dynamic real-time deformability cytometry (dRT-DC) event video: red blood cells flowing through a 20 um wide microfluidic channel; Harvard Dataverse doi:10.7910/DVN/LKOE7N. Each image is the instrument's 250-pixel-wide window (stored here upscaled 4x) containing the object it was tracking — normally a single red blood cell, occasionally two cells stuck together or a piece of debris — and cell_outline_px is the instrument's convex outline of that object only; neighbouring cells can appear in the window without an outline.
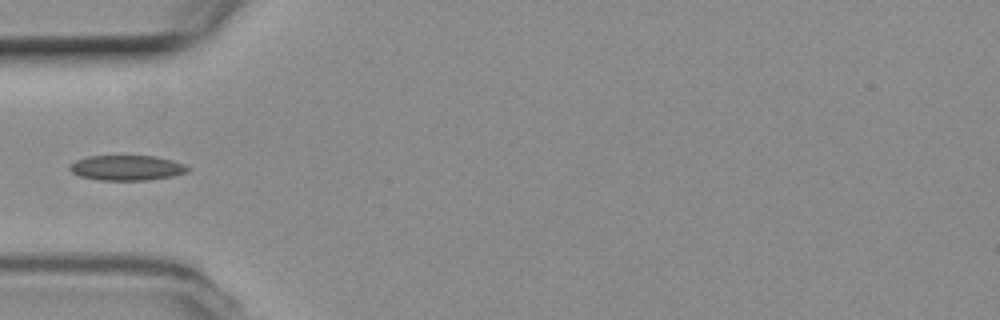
{"species": "common noctule bat (a hibernating species)", "species_latin": "Nyctalus noctula", "temperature_condition": "room temperature", "stored_images_in_passage": 38, "camera_frame_rate_fps": 3000, "um_per_image_px": 0.085, "animal": {"sex": "female", "body_mass_g": 19.3, "forearm_length_mm": 54.1}, "frame": {"image": 1, "passage_image": 1, "time_ms": 0.0, "image_size_px": [1000, 320], "cell_outline_px": [[188, 172], [172, 176], [148, 180], [100, 180], [80, 176], [72, 172], [68, 168], [76, 160], [88, 156], [156, 156], [172, 160], [184, 164], [188, 168]], "centroid_in_image_um": [10.78, 14.26], "position_along_channel_um": 74.2, "area_um2": 17.17}}
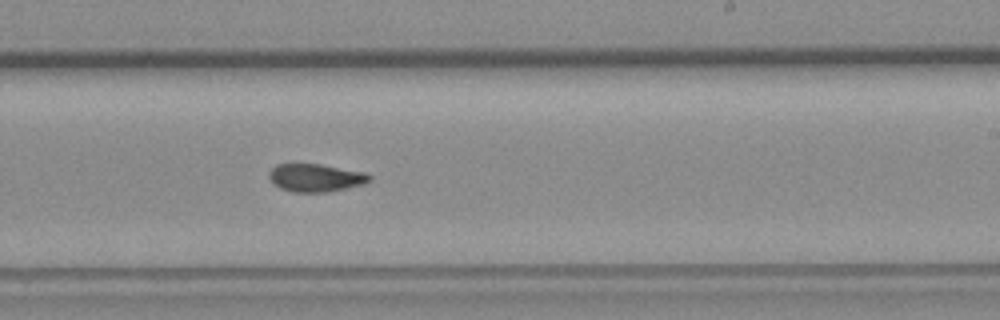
{"frame": {"image": 2, "passage_image": 16, "time_ms": 5.0, "image_size_px": [1000, 320], "cell_outline_px": [[372, 180], [364, 184], [328, 192], [292, 192], [280, 188], [272, 184], [268, 176], [268, 172], [276, 164], [320, 164], [364, 172], [372, 176]], "centroid_in_image_um": [26.81, 15.11], "position_along_channel_um": 262.2, "area_um2": 16.47}}
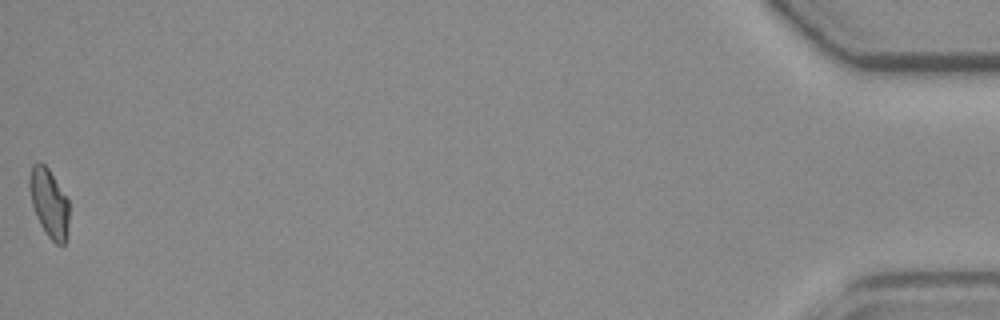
{"frame": {"image": 3, "passage_image": 38, "time_ms": 12.333, "image_size_px": [1000, 320], "cell_outline_px": [[68, 236], [64, 244], [56, 244], [44, 232], [36, 216], [32, 204], [28, 184], [28, 176], [32, 164], [40, 160], [48, 168], [68, 200]], "centroid_in_image_um": [4.15, 17.24], "position_along_channel_um": 431.1, "area_um2": 15.95}}